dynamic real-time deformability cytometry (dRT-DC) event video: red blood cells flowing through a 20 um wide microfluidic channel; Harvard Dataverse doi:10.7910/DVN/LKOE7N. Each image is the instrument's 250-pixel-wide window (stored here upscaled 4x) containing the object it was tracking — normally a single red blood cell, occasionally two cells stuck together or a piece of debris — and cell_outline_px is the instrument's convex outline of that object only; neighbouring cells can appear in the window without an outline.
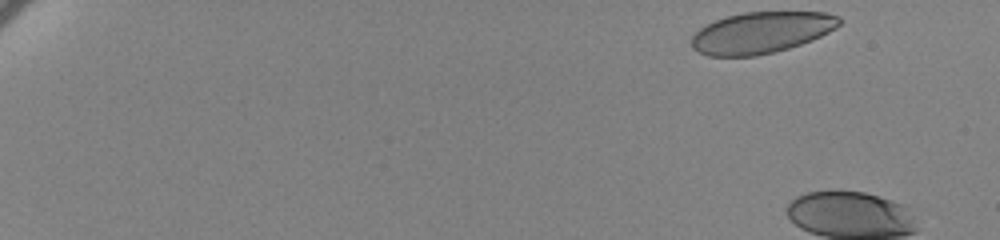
{"species": "human", "species_latin": "Homo sapiens", "temperature_condition": "cold", "stored_images_in_passage": 9, "camera_frame_rate_fps": 3000, "um_per_image_px": 0.085, "donor": {"sex": "female"}, "frame": {"image": 1, "passage_image": 1, "time_ms": 0.0, "image_size_px": [1000, 240], "cell_outline_px": [[840, 24], [836, 28], [812, 40], [788, 48], [756, 56], [708, 56], [692, 48], [692, 36], [700, 28], [716, 20], [728, 16], [744, 12], [824, 12], [840, 16]], "centroid_in_image_um": [64.72, 2.77], "position_along_channel_um": 20.3, "area_um2": 35.37}}